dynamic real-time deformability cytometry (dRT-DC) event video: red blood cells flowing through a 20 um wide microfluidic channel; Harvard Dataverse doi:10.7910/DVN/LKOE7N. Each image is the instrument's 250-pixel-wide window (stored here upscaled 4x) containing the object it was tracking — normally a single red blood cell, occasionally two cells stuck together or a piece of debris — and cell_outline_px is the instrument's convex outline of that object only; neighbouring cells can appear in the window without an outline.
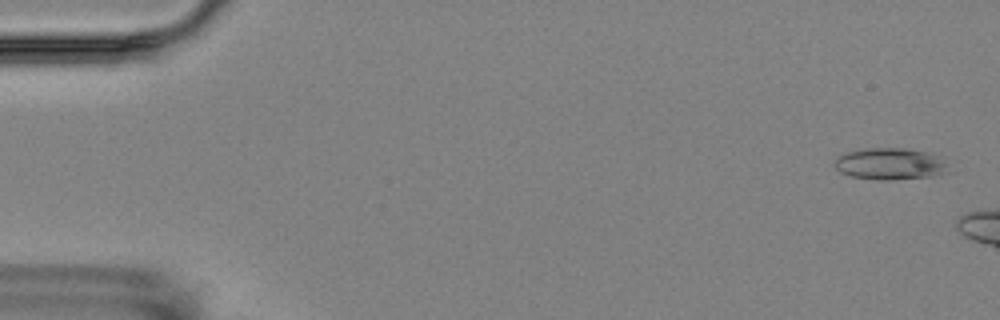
{"species": "Egyptian fruit bat (a non-hibernating species)", "species_latin": "Rousettus aegyptiacus", "temperature_condition": "room temperature", "stored_images_in_passage": 5, "camera_frame_rate_fps": 3000, "um_per_image_px": 0.085, "animal": {"sex": "female"}, "frame": {"image": 1, "passage_image": 1, "time_ms": 0.0, "image_size_px": [1000, 320], "cell_outline_px": [[944, 164], [940, 172], [932, 176], [888, 180], [876, 180], [852, 176], [840, 172], [836, 168], [836, 160], [844, 152], [864, 148], [904, 148], [928, 152], [940, 156]], "centroid_in_image_um": [75.57, 13.91], "position_along_channel_um": 9.4, "area_um2": 20.52}}